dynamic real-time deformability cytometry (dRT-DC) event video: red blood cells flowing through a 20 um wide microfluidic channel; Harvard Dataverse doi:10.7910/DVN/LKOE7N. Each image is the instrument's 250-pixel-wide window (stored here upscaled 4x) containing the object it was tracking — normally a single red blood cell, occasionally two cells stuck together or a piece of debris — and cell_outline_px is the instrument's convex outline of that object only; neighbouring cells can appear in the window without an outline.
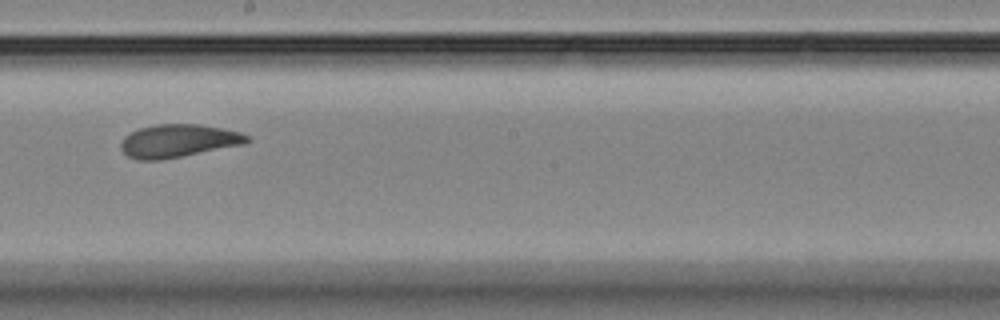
{"species": "Egyptian fruit bat (a non-hibernating species)", "species_latin": "Rousettus aegyptiacus", "temperature_condition": "room temperature", "stored_images_in_passage": 13, "camera_frame_rate_fps": 3000, "um_per_image_px": 0.085, "animal": {"sex": "female"}, "frame": {"image": 1, "passage_image": 8, "time_ms": 9.333, "image_size_px": [1000, 320], "cell_outline_px": [[252, 140], [244, 144], [160, 160], [136, 160], [128, 156], [120, 148], [120, 144], [124, 136], [140, 128], [156, 124], [196, 124], [220, 128], [240, 132], [252, 136]], "centroid_in_image_um": [15.16, 11.97], "position_along_channel_um": 233.0, "area_um2": 24.16}}
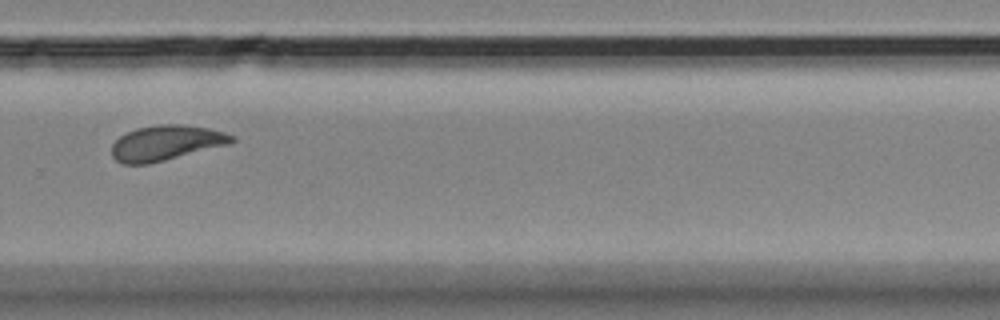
{"frame": {"image": 2, "passage_image": 10, "time_ms": 11.667, "image_size_px": [1000, 320], "cell_outline_px": [[236, 140], [232, 144], [148, 164], [120, 164], [112, 156], [112, 144], [120, 136], [136, 128], [156, 124], [180, 124], [208, 128], [224, 132], [236, 136]], "centroid_in_image_um": [14.14, 12.15], "position_along_channel_um": 315.7, "area_um2": 24.8}}
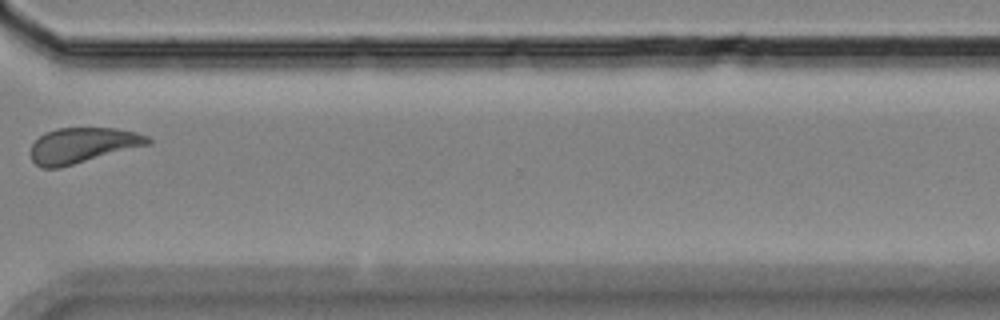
{"frame": {"image": 3, "passage_image": 11, "time_ms": 13.0, "image_size_px": [1000, 320], "cell_outline_px": [[152, 144], [60, 168], [40, 168], [32, 160], [32, 144], [44, 132], [56, 128], [116, 128], [136, 132], [148, 136], [152, 140]], "centroid_in_image_um": [7.05, 12.35], "position_along_channel_um": 363.5, "area_um2": 24.33}, "authors_computed_cell_mechanics": {"area_um2": 24.7962, "velocity_mm_per_s": 3.5647, "shape_relaxation_time_tau1_ms": null, "shape_relaxation_time_tau2_ms": 2.9812, "deformation_change_tau1": null, "deformation_change_tau2": 0.0896}}